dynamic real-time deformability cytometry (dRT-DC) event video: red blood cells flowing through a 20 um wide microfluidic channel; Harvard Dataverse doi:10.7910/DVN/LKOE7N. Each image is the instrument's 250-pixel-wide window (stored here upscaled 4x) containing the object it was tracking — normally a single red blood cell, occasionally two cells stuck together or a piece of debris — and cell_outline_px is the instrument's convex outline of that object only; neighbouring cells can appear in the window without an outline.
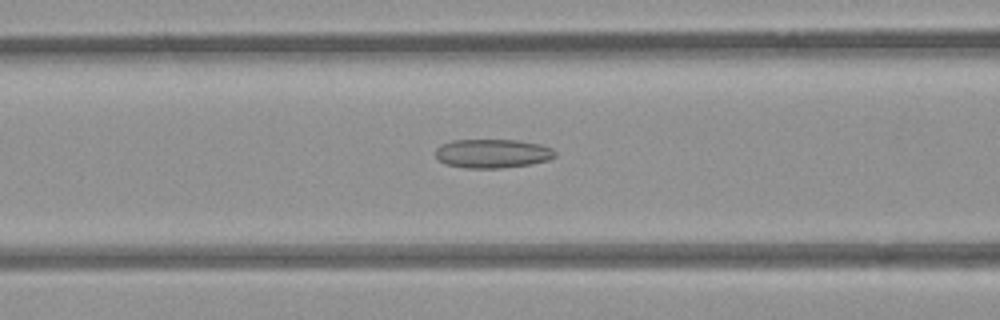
{"species": "common noctule bat (a hibernating species)", "species_latin": "Nyctalus noctula", "temperature_condition": "room temperature", "stored_images_in_passage": 45, "camera_frame_rate_fps": 3000, "um_per_image_px": 0.085, "animal": {"sex": "female", "body_mass_g": 21.9}, "frame": {"image": 1, "passage_image": 13, "time_ms": 4.0, "image_size_px": [1000, 320], "cell_outline_px": [[556, 156], [548, 160], [532, 164], [500, 168], [464, 168], [444, 164], [436, 156], [436, 148], [440, 144], [452, 140], [516, 140], [540, 144], [552, 148], [556, 152]], "centroid_in_image_um": [41.86, 13.05], "position_along_channel_um": 124.7, "area_um2": 20.29}}
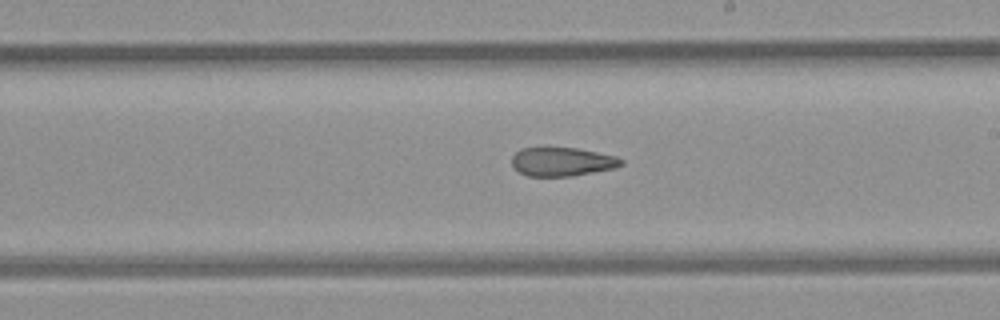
{"frame": {"image": 2, "passage_image": 22, "time_ms": 7.0, "image_size_px": [1000, 320], "cell_outline_px": [[624, 164], [612, 168], [572, 176], [528, 176], [520, 172], [512, 164], [512, 156], [520, 148], [544, 144], [576, 148], [616, 156], [624, 160]], "centroid_in_image_um": [47.72, 13.69], "position_along_channel_um": 241.3, "area_um2": 18.9}}
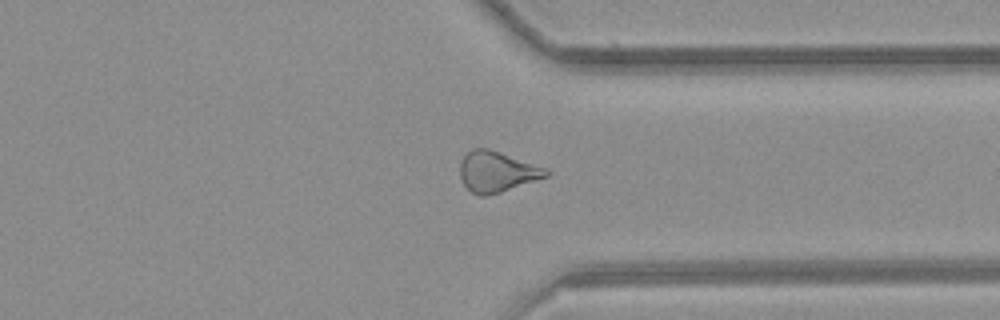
{"frame": {"image": 3, "passage_image": 32, "time_ms": 10.333, "image_size_px": [1000, 320], "cell_outline_px": [[552, 172], [548, 176], [500, 192], [484, 196], [480, 196], [472, 192], [464, 184], [460, 176], [460, 164], [464, 156], [472, 148], [488, 148], [544, 168]], "centroid_in_image_um": [42.21, 14.59], "position_along_channel_um": 369.2, "area_um2": 19.94}, "authors_computed_cell_mechanics": {"area_um2": 20.2878, "velocity_mm_per_s": 3.8802, "shape_relaxation_time_tau1_ms": null, "shape_relaxation_time_tau2_ms": 5.12, "deformation_change_tau1": null, "deformation_change_tau2": 0.1513}}